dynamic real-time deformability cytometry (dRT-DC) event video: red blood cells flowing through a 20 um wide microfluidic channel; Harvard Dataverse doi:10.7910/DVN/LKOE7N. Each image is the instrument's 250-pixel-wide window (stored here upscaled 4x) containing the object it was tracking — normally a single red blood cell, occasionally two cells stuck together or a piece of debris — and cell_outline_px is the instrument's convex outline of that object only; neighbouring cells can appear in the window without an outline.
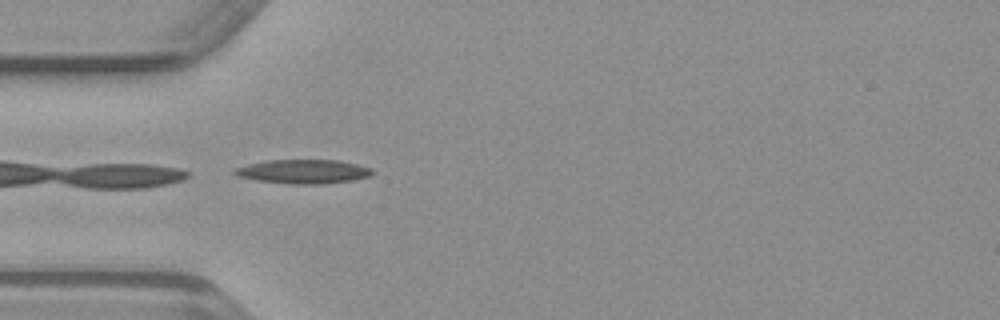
{"species": "common noctule bat (a hibernating species)", "species_latin": "Nyctalus noctula", "temperature_condition": "warm", "stored_images_in_passage": 21, "camera_frame_rate_fps": 3000, "um_per_image_px": 0.085, "animal": {"sex": "male", "body_mass_g": 23.1, "forearm_length_mm": 52.7}, "frame": {"image": 1, "passage_image": 1, "time_ms": 0.0, "image_size_px": [1000, 320], "cell_outline_px": [[372, 172], [368, 176], [352, 180], [320, 184], [292, 184], [256, 180], [236, 176], [232, 172], [236, 168], [248, 164], [268, 160], [336, 160], [356, 164], [372, 168]], "centroid_in_image_um": [25.74, 14.58], "position_along_channel_um": 59.3, "area_um2": 19.07}}
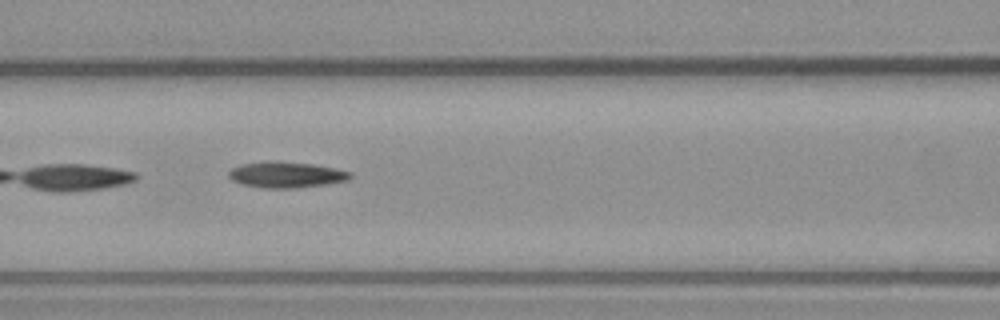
{"frame": {"image": 2, "passage_image": 7, "time_ms": 2.0, "image_size_px": [1000, 320], "cell_outline_px": [[352, 176], [348, 180], [328, 184], [296, 188], [264, 188], [240, 184], [232, 180], [228, 176], [228, 172], [232, 168], [240, 164], [264, 160], [272, 160], [312, 164], [336, 168], [352, 172]], "centroid_in_image_um": [24.31, 14.84], "position_along_channel_um": 142.3, "area_um2": 18.73}}
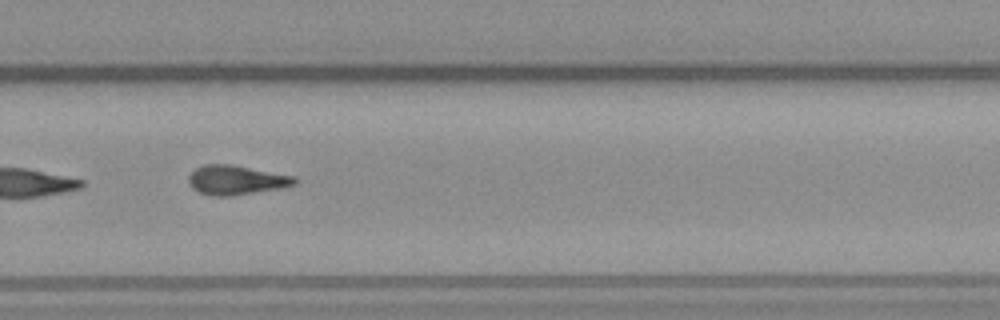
{"frame": {"image": 3, "passage_image": 19, "time_ms": 6.0, "image_size_px": [1000, 320], "cell_outline_px": [[300, 180], [296, 184], [284, 188], [232, 196], [212, 196], [200, 192], [192, 188], [188, 180], [188, 176], [196, 168], [204, 164], [232, 164], [296, 176]], "centroid_in_image_um": [20.14, 15.3], "position_along_channel_um": 309.7, "area_um2": 18.5}}